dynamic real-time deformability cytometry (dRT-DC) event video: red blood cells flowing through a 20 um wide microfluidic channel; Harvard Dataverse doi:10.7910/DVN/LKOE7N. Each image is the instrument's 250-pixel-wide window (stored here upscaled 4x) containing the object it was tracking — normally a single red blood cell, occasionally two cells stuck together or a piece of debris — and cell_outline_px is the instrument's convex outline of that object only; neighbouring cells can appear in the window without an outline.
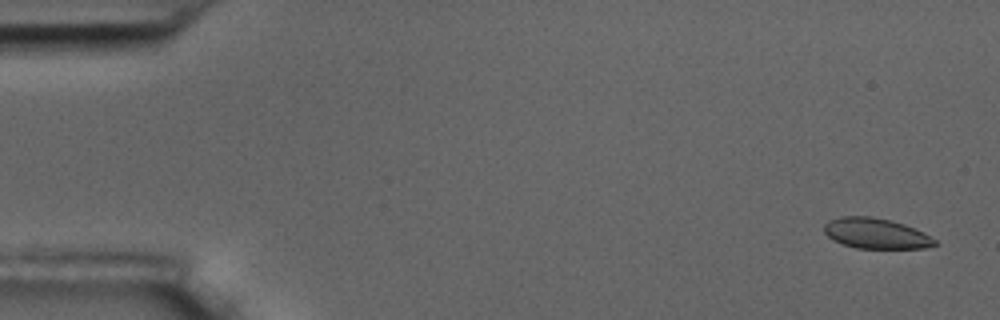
{"species": "common noctule bat (a hibernating species)", "species_latin": "Nyctalus noctula", "temperature_condition": "room temperature", "stored_images_in_passage": 57, "camera_frame_rate_fps": 3000, "um_per_image_px": 0.085, "animal": {"sex": "male", "body_mass_g": 17.5, "forearm_length_mm": 52.3}, "frame": {"image": 1, "passage_image": 3, "time_ms": 0.667, "image_size_px": [1000, 320], "cell_outline_px": [[940, 244], [924, 248], [856, 248], [832, 240], [824, 232], [824, 224], [828, 220], [840, 216], [872, 216], [904, 224], [924, 232], [936, 240]], "centroid_in_image_um": [74.45, 19.84], "position_along_channel_um": 10.6, "area_um2": 19.71}}
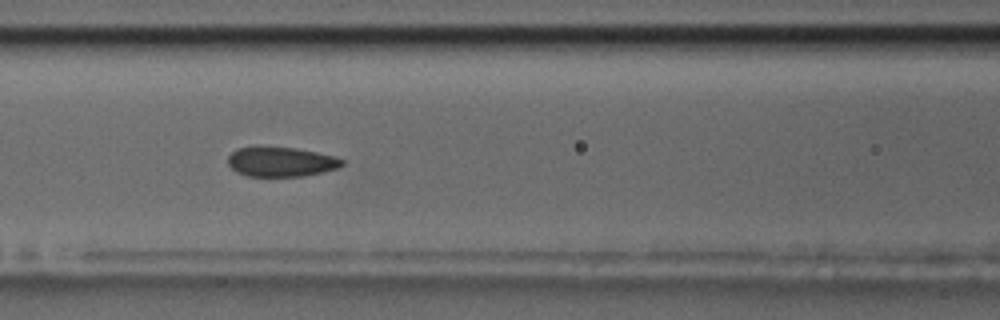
{"frame": {"image": 2, "passage_image": 25, "time_ms": 8.0, "image_size_px": [1000, 320], "cell_outline_px": [[344, 164], [340, 168], [304, 176], [248, 176], [236, 172], [228, 164], [228, 156], [236, 148], [296, 148], [336, 156], [344, 160]], "centroid_in_image_um": [23.93, 13.77], "position_along_channel_um": 142.7, "area_um2": 19.54}}
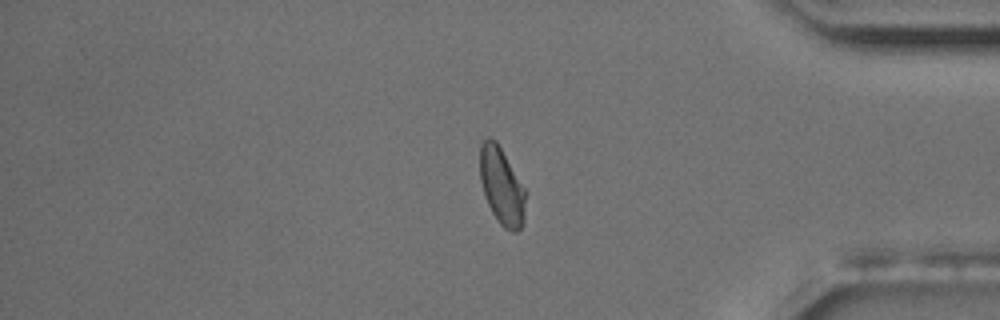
{"frame": {"image": 3, "passage_image": 48, "time_ms": 15.667, "image_size_px": [1000, 320], "cell_outline_px": [[528, 192], [524, 224], [516, 232], [512, 232], [504, 228], [500, 224], [492, 212], [488, 204], [480, 180], [480, 144], [488, 136], [496, 140]], "centroid_in_image_um": [42.69, 15.84], "position_along_channel_um": 392.5, "area_um2": 20.98}, "authors_computed_cell_mechanics": {"area_um2": 20.519, "velocity_mm_per_s": 3.585, "shape_relaxation_time_tau1_ms": 5.2185, "shape_relaxation_time_tau2_ms": 1.5346, "deformation_change_tau1": 0.1278, "deformation_change_tau2": 0.0461}}